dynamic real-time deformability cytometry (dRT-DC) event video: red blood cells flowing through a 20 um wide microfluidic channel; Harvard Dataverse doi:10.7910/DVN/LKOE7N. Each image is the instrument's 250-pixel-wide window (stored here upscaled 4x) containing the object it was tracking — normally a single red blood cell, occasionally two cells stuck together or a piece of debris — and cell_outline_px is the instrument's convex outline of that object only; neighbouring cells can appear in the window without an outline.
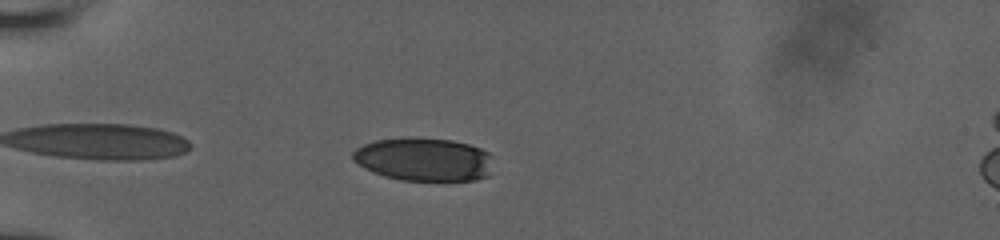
{"species": "human", "species_latin": "Homo sapiens", "temperature_condition": "room temperature", "stored_images_in_passage": 37, "camera_frame_rate_fps": 3000, "um_per_image_px": 0.085, "donor": {"sex": "male"}, "frame": {"image": 1, "passage_image": 8, "time_ms": 1.333, "image_size_px": [1000, 240], "cell_outline_px": [[492, 156], [488, 176], [476, 180], [400, 180], [384, 176], [372, 172], [364, 168], [352, 160], [352, 152], [356, 148], [364, 144], [376, 140], [408, 136], [416, 136], [452, 140], [468, 144], [480, 148], [488, 152]], "centroid_in_image_um": [36.0, 13.52], "position_along_channel_um": 49.0, "area_um2": 35.84}}
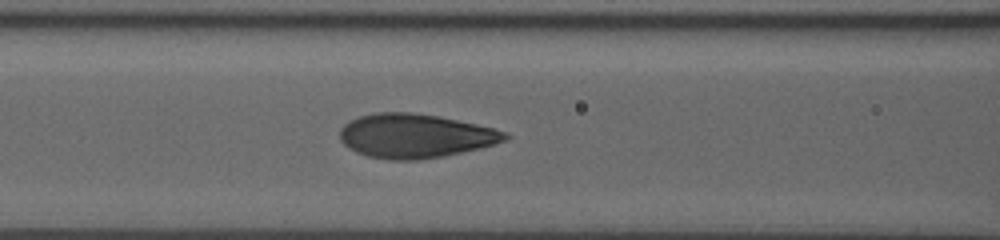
{"frame": {"image": 2, "passage_image": 27, "time_ms": 4.333, "image_size_px": [1000, 240], "cell_outline_px": [[512, 136], [504, 140], [492, 144], [460, 152], [440, 156], [416, 160], [388, 160], [368, 156], [356, 152], [344, 144], [340, 140], [340, 128], [348, 120], [360, 116], [376, 112], [412, 112], [440, 116], [476, 124], [492, 128], [504, 132]], "centroid_in_image_um": [35.22, 11.53], "position_along_channel_um": 131.4, "area_um2": 42.08}}
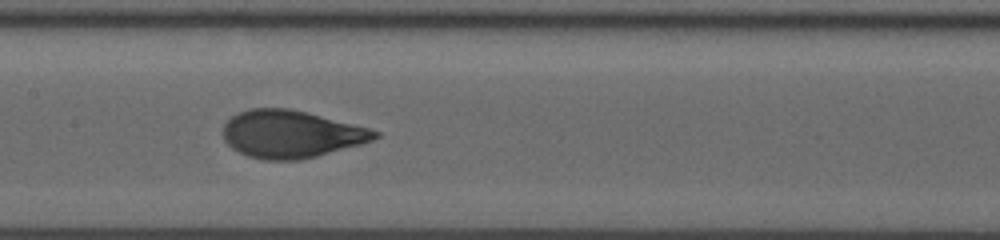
{"frame": {"image": 3, "passage_image": 36, "time_ms": 5.667, "image_size_px": [1000, 240], "cell_outline_px": [[380, 136], [372, 140], [360, 144], [316, 156], [300, 160], [264, 160], [248, 156], [232, 148], [224, 140], [224, 124], [236, 112], [248, 108], [288, 108], [368, 128], [380, 132]], "centroid_in_image_um": [24.69, 11.4], "position_along_channel_um": 182.7, "area_um2": 41.56}}